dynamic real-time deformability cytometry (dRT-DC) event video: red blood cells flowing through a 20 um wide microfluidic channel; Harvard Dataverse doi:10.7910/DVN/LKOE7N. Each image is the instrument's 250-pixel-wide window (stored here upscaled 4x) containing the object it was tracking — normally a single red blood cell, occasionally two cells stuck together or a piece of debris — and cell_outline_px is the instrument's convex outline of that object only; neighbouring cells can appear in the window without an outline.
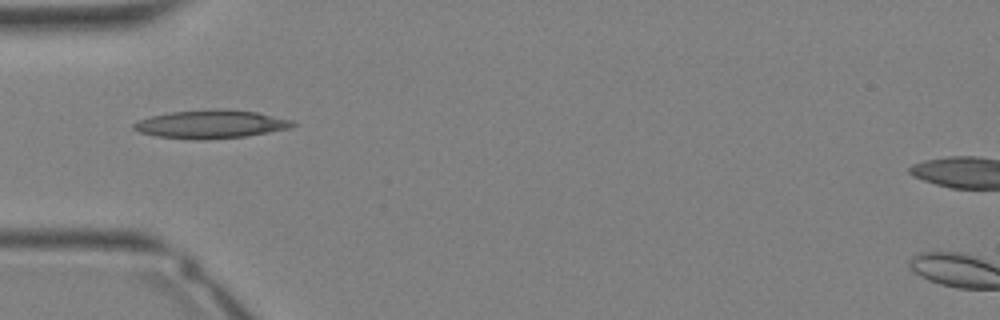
{"species": "Egyptian fruit bat (a non-hibernating species)", "species_latin": "Rousettus aegyptiacus", "temperature_condition": "warm", "stored_images_in_passage": 34, "camera_frame_rate_fps": 3000, "um_per_image_px": 0.085, "animal": {"sex": "female"}, "frame": {"image": 1, "passage_image": 11, "time_ms": 3.333, "image_size_px": [1000, 320], "cell_outline_px": [[296, 124], [292, 128], [244, 136], [204, 140], [192, 140], [156, 136], [140, 132], [132, 128], [132, 124], [140, 120], [152, 116], [172, 112], [220, 108], [228, 108], [256, 112], [292, 120]], "centroid_in_image_um": [17.94, 10.55], "position_along_channel_um": 67.1, "area_um2": 26.24}}
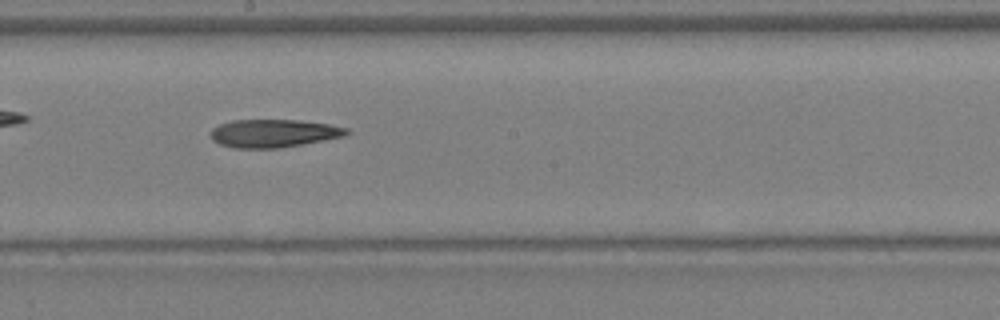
{"frame": {"image": 2, "passage_image": 19, "time_ms": 6.0, "image_size_px": [1000, 320], "cell_outline_px": [[352, 132], [344, 136], [304, 144], [276, 148], [232, 148], [220, 144], [212, 140], [212, 128], [220, 124], [232, 120], [300, 120], [328, 124], [348, 128]], "centroid_in_image_um": [23.28, 11.33], "position_along_channel_um": 224.9, "area_um2": 22.2}}
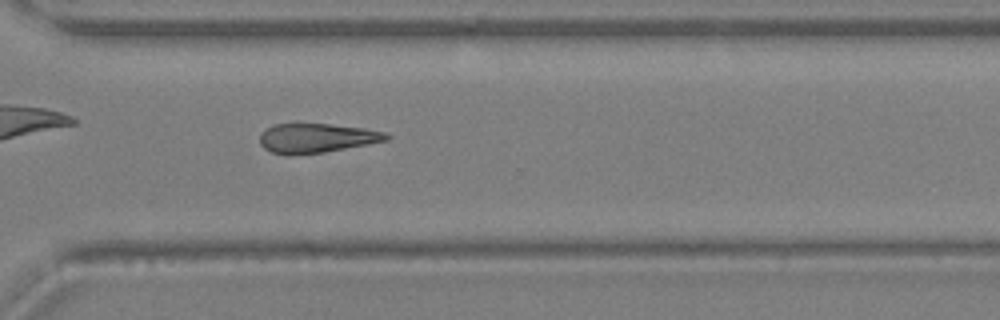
{"frame": {"image": 3, "passage_image": 25, "time_ms": 8.0, "image_size_px": [1000, 320], "cell_outline_px": [[392, 136], [388, 140], [368, 144], [324, 152], [288, 156], [272, 152], [264, 148], [260, 144], [260, 132], [276, 124], [328, 124], [364, 128], [384, 132]], "centroid_in_image_um": [26.9, 11.75], "position_along_channel_um": 343.7, "area_um2": 21.62}}